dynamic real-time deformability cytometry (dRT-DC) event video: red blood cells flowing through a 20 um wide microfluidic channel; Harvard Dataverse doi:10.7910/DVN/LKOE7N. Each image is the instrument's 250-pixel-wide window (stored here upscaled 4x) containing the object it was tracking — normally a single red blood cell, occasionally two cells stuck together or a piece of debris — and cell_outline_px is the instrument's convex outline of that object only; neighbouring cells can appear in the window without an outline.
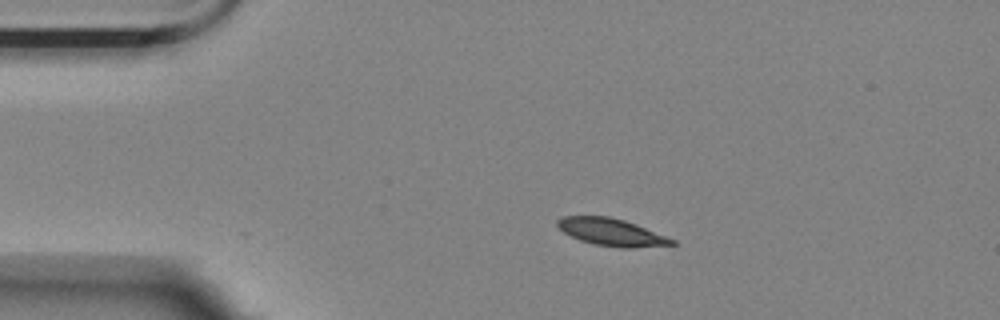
{"species": "Egyptian fruit bat (a non-hibernating species)", "species_latin": "Rousettus aegyptiacus", "temperature_condition": "room temperature", "stored_images_in_passage": 47, "camera_frame_rate_fps": 3000, "um_per_image_px": 0.085, "animal": {"sex": "female"}, "frame": {"image": 1, "passage_image": 1, "time_ms": 0.0, "image_size_px": [1000, 320], "cell_outline_px": [[676, 244], [632, 248], [620, 248], [592, 244], [580, 240], [564, 232], [556, 224], [556, 220], [560, 216], [608, 216], [624, 220], [636, 224], [676, 240]], "centroid_in_image_um": [51.96, 19.73], "position_along_channel_um": 33.0, "area_um2": 18.21}}
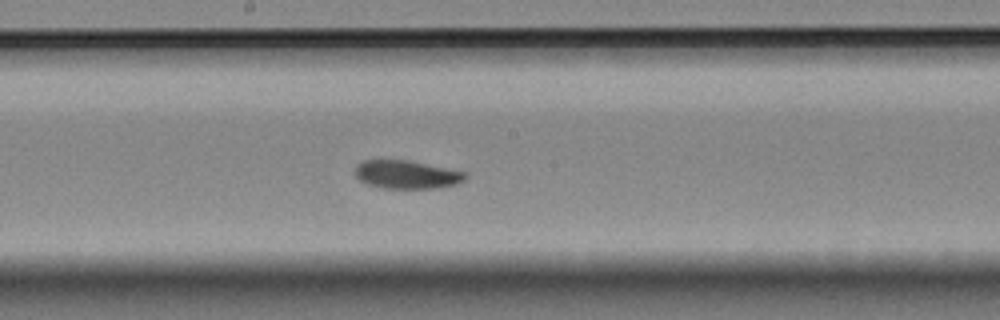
{"frame": {"image": 2, "passage_image": 20, "time_ms": 6.333, "image_size_px": [1000, 320], "cell_outline_px": [[468, 176], [464, 180], [456, 184], [436, 188], [380, 188], [368, 184], [360, 180], [356, 176], [356, 164], [360, 160], [408, 160], [468, 172]], "centroid_in_image_um": [34.58, 14.83], "position_along_channel_um": 213.6, "area_um2": 18.26}}
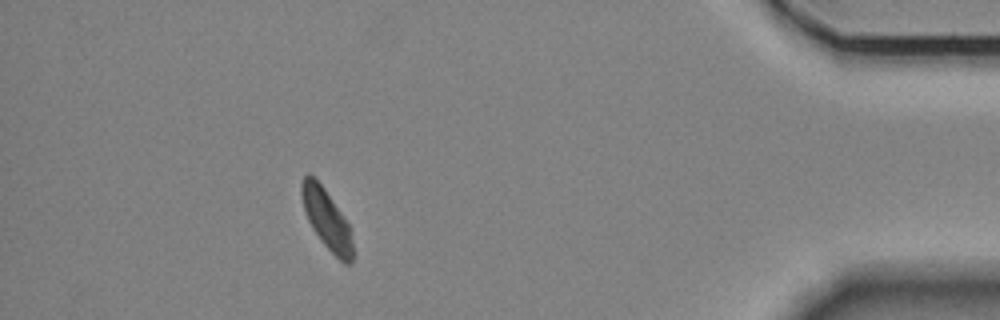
{"frame": {"image": 3, "passage_image": 41, "time_ms": 13.333, "image_size_px": [1000, 320], "cell_outline_px": [[356, 252], [352, 264], [344, 264], [320, 240], [312, 228], [308, 220], [300, 196], [300, 184], [304, 176], [308, 172], [324, 188], [344, 216], [348, 224]], "centroid_in_image_um": [27.79, 18.68], "position_along_channel_um": 407.4, "area_um2": 18.09}, "authors_computed_cell_mechanics": {"area_um2": 18.496, "velocity_mm_per_s": 3.5089, "shape_relaxation_time_tau1_ms": 6.1357, "shape_relaxation_time_tau2_ms": 4.4199, "deformation_change_tau1": 0.1359, "deformation_change_tau2": 0.0726}}